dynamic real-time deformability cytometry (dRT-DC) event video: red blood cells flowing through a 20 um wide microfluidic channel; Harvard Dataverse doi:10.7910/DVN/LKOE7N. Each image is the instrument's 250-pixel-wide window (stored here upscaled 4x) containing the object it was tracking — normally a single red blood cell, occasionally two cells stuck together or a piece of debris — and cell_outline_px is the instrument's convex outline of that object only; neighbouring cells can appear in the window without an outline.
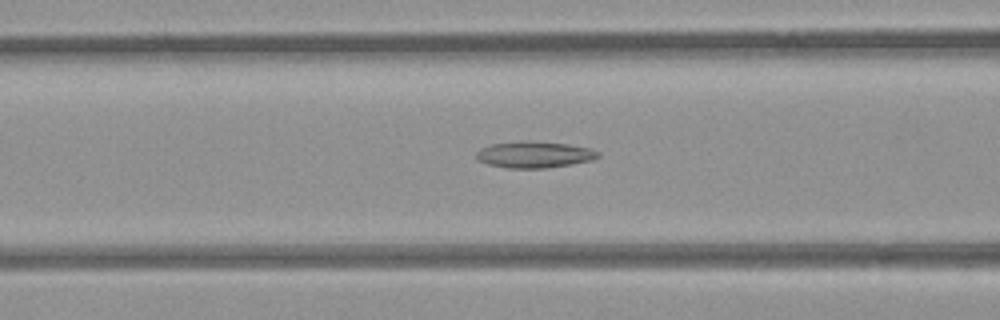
{"species": "common noctule bat (a hibernating species)", "species_latin": "Nyctalus noctula", "temperature_condition": "room temperature", "stored_images_in_passage": 54, "camera_frame_rate_fps": 3000, "um_per_image_px": 0.085, "animal": {"sex": "female", "body_mass_g": 21.9}, "frame": {"image": 1, "passage_image": 22, "time_ms": 7.0, "image_size_px": [1000, 320], "cell_outline_px": [[600, 156], [592, 160], [572, 164], [544, 168], [508, 168], [488, 164], [476, 160], [476, 152], [480, 148], [492, 144], [528, 140], [568, 144], [592, 148], [600, 152]], "centroid_in_image_um": [45.43, 13.13], "position_along_channel_um": 121.2, "area_um2": 18.9}}
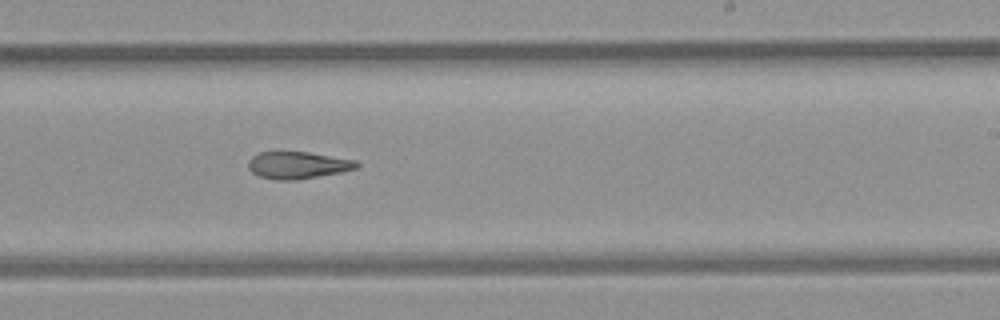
{"frame": {"image": 2, "passage_image": 33, "time_ms": 10.667, "image_size_px": [1000, 320], "cell_outline_px": [[360, 164], [356, 168], [340, 172], [296, 180], [276, 180], [260, 176], [252, 172], [248, 168], [248, 160], [252, 156], [260, 152], [308, 152], [356, 160]], "centroid_in_image_um": [25.29, 14.03], "position_along_channel_um": 263.7, "area_um2": 16.99}}
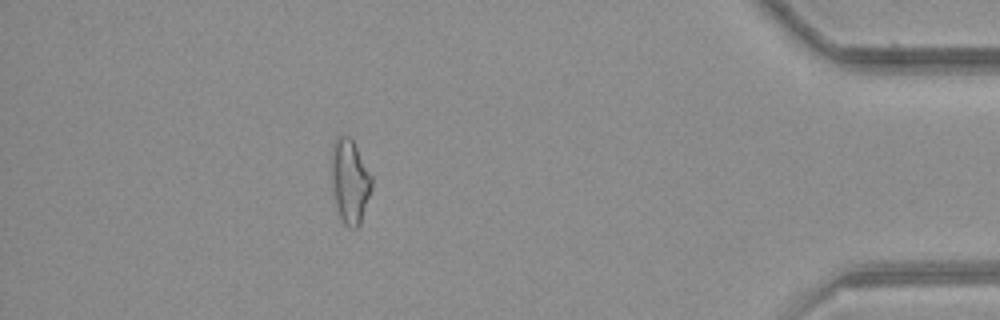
{"frame": {"image": 3, "passage_image": 48, "time_ms": 15.667, "image_size_px": [1000, 320], "cell_outline_px": [[372, 188], [360, 224], [356, 228], [348, 228], [344, 224], [340, 216], [336, 204], [332, 188], [332, 144], [336, 136], [348, 136], [352, 140], [372, 176]], "centroid_in_image_um": [29.74, 15.42], "position_along_channel_um": 405.5, "area_um2": 19.54}, "authors_computed_cell_mechanics": {"area_um2": 19.3341, "velocity_mm_per_s": 3.8806, "shape_relaxation_time_tau1_ms": null, "shape_relaxation_time_tau2_ms": 6.0771, "deformation_change_tau1": null, "deformation_change_tau2": 0.175}}